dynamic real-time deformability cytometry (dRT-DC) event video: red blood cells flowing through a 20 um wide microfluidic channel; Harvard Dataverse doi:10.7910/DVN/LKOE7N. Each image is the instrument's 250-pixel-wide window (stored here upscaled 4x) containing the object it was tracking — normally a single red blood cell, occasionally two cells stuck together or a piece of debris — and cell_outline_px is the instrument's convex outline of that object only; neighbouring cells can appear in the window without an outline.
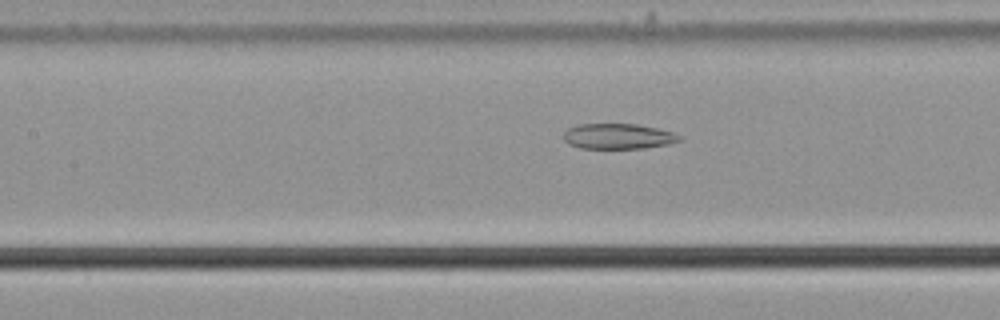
{"species": "common noctule bat (a hibernating species)", "species_latin": "Nyctalus noctula", "temperature_condition": "cold", "stored_images_in_passage": 53, "camera_frame_rate_fps": 3000, "um_per_image_px": 0.085, "animal": {"sex": "male", "body_mass_g": 21.5, "forearm_length_mm": 52.0}, "frame": {"image": 1, "passage_image": 23, "time_ms": 7.333, "image_size_px": [1000, 320], "cell_outline_px": [[680, 140], [668, 144], [644, 148], [580, 148], [568, 144], [564, 140], [564, 132], [568, 128], [580, 124], [636, 124], [656, 128], [672, 132], [680, 136]], "centroid_in_image_um": [52.51, 11.58], "position_along_channel_um": 154.9, "area_um2": 16.99}}
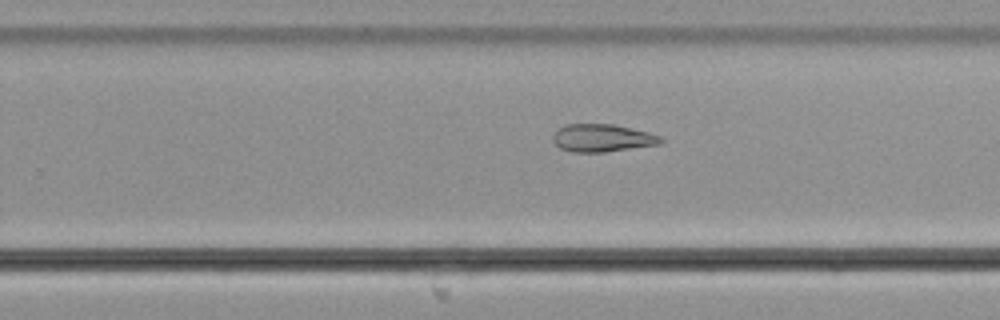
{"frame": {"image": 2, "passage_image": 33, "time_ms": 10.667, "image_size_px": [1000, 320], "cell_outline_px": [[664, 140], [660, 144], [604, 152], [572, 152], [560, 148], [552, 140], [552, 136], [564, 124], [612, 124], [632, 128], [648, 132], [660, 136]], "centroid_in_image_um": [51.19, 11.73], "position_along_channel_um": 278.6, "area_um2": 17.34}}
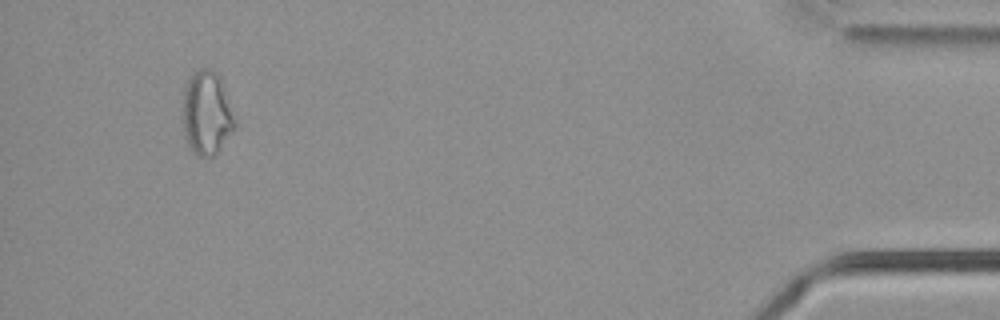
{"frame": {"image": 3, "passage_image": 50, "time_ms": 16.333, "image_size_px": [1000, 320], "cell_outline_px": [[236, 128], [216, 152], [212, 156], [200, 156], [188, 144], [184, 136], [184, 88], [188, 80], [200, 68], [212, 68], [220, 76], [236, 116]], "centroid_in_image_um": [17.62, 9.58], "position_along_channel_um": 417.6, "area_um2": 25.26}}